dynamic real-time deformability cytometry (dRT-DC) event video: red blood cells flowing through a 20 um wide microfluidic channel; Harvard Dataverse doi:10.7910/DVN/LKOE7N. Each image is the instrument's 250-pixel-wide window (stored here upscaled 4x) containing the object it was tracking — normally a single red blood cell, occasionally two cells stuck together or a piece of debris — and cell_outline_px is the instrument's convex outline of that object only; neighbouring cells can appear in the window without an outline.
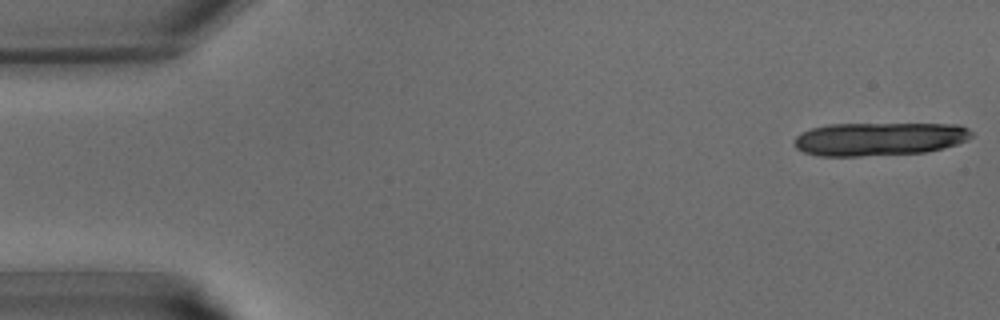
{"species": "common noctule bat (a hibernating species)", "species_latin": "Nyctalus noctula", "temperature_condition": "warm", "stored_images_in_passage": 15, "camera_frame_rate_fps": 3000, "um_per_image_px": 0.085, "animal": {"sex": "male", "body_mass_g": 15.6}, "frame": {"image": 1, "passage_image": 1, "time_ms": 0.0, "image_size_px": [1000, 320], "cell_outline_px": [[972, 136], [968, 140], [944, 148], [924, 152], [860, 156], [820, 156], [804, 152], [796, 148], [796, 136], [800, 132], [812, 128], [828, 124], [960, 124], [968, 128], [972, 132]], "centroid_in_image_um": [74.76, 11.8], "position_along_channel_um": 10.2, "area_um2": 34.39}}